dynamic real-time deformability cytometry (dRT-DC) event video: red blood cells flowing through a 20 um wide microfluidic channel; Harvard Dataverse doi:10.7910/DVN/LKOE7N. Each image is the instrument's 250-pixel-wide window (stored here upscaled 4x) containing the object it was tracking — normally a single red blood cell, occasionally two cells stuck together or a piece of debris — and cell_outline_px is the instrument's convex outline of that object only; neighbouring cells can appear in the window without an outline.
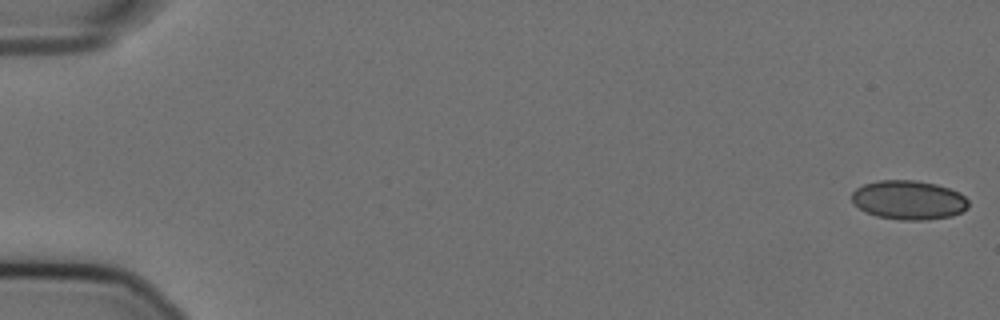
{"species": "Egyptian fruit bat (a non-hibernating species)", "species_latin": "Rousettus aegyptiacus", "temperature_condition": "cold", "stored_images_in_passage": 11, "camera_frame_rate_fps": 3000, "um_per_image_px": 0.085, "animal": {"sex": "female"}, "frame": {"image": 1, "passage_image": 1, "time_ms": 0.0, "image_size_px": [1000, 320], "cell_outline_px": [[968, 208], [952, 216], [928, 220], [900, 220], [876, 216], [864, 212], [852, 200], [852, 192], [856, 188], [864, 184], [880, 180], [916, 180], [936, 184], [960, 192], [968, 200]], "centroid_in_image_um": [77.24, 17.0], "position_along_channel_um": 7.8, "area_um2": 26.7}}